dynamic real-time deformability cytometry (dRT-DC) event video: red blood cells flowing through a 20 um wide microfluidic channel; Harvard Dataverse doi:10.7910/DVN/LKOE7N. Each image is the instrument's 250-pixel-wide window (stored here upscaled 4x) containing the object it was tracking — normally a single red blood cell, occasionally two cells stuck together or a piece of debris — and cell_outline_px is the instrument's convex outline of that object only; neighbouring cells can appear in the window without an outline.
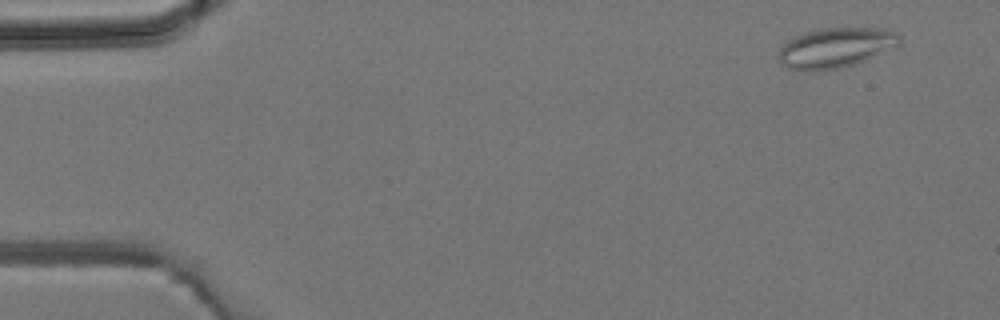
{"species": "common noctule bat (a hibernating species)", "species_latin": "Nyctalus noctula", "temperature_condition": "room temperature", "stored_images_in_passage": 4, "camera_frame_rate_fps": 3000, "um_per_image_px": 0.085, "animal": {"sex": "male", "body_mass_g": 19.2, "forearm_length_mm": 51.8}, "frame": {"image": 1, "passage_image": 1, "time_ms": 0.0, "image_size_px": [1000, 320], "cell_outline_px": [[900, 44], [864, 60], [852, 64], [836, 68], [816, 72], [808, 72], [788, 68], [780, 60], [780, 48], [788, 40], [804, 32], [824, 28], [880, 28], [896, 32], [900, 36]], "centroid_in_image_um": [71.01, 4.05], "position_along_channel_um": 14.0, "area_um2": 27.8}}